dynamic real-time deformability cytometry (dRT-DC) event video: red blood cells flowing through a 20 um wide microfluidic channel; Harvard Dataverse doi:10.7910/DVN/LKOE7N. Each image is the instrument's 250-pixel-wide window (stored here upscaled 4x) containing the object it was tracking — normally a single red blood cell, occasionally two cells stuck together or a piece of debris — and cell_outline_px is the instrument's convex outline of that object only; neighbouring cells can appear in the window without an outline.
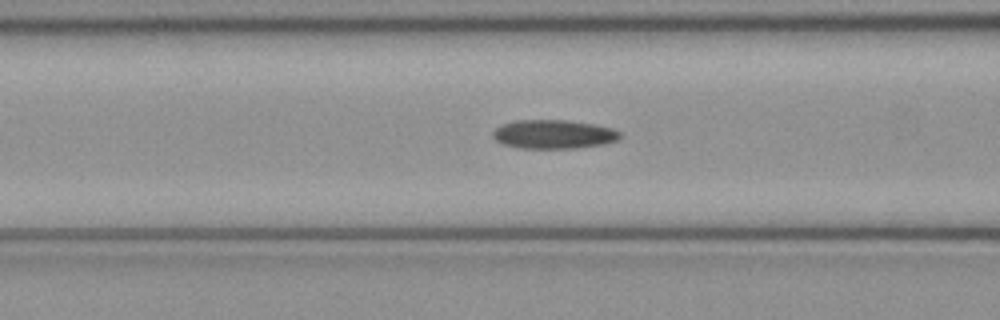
{"species": "common noctule bat (a hibernating species)", "species_latin": "Nyctalus noctula", "temperature_condition": "cold", "stored_images_in_passage": 51, "camera_frame_rate_fps": 3000, "um_per_image_px": 0.085, "animal": {"sex": "female", "body_mass_g": 21.9}, "frame": {"image": 1, "passage_image": 20, "time_ms": 6.333, "image_size_px": [1000, 320], "cell_outline_px": [[620, 140], [604, 144], [576, 148], [520, 148], [504, 144], [496, 140], [492, 136], [492, 132], [500, 124], [516, 120], [568, 120], [592, 124], [612, 128], [620, 132]], "centroid_in_image_um": [47.05, 11.41], "position_along_channel_um": 119.5, "area_um2": 21.44}}
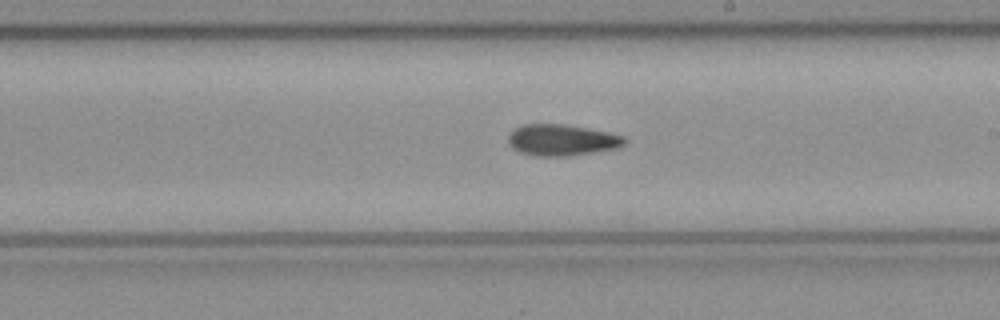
{"frame": {"image": 2, "passage_image": 29, "time_ms": 9.333, "image_size_px": [1000, 320], "cell_outline_px": [[628, 140], [624, 144], [616, 148], [568, 156], [536, 156], [520, 152], [512, 148], [508, 144], [508, 136], [516, 128], [524, 124], [564, 124], [608, 132], [624, 136]], "centroid_in_image_um": [47.74, 11.9], "position_along_channel_um": 241.3, "area_um2": 21.1}}
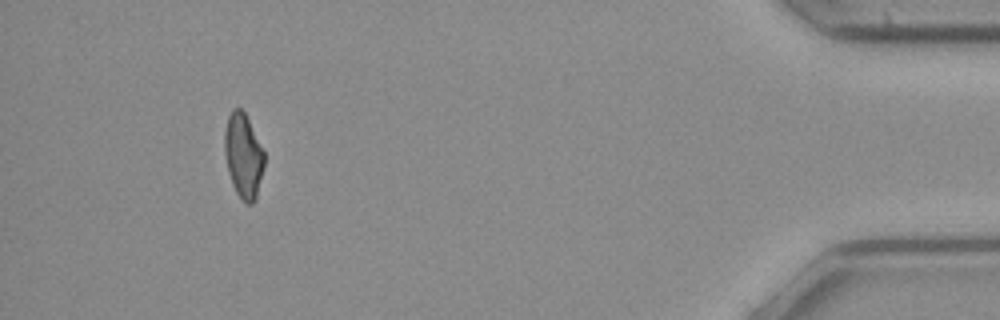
{"frame": {"image": 3, "passage_image": 47, "time_ms": 15.333, "image_size_px": [1000, 320], "cell_outline_px": [[264, 168], [256, 196], [252, 204], [248, 204], [236, 192], [232, 184], [228, 172], [224, 152], [224, 132], [228, 116], [232, 108], [240, 108], [244, 112], [264, 152]], "centroid_in_image_um": [20.66, 13.22], "position_along_channel_um": 414.5, "area_um2": 19.31}}